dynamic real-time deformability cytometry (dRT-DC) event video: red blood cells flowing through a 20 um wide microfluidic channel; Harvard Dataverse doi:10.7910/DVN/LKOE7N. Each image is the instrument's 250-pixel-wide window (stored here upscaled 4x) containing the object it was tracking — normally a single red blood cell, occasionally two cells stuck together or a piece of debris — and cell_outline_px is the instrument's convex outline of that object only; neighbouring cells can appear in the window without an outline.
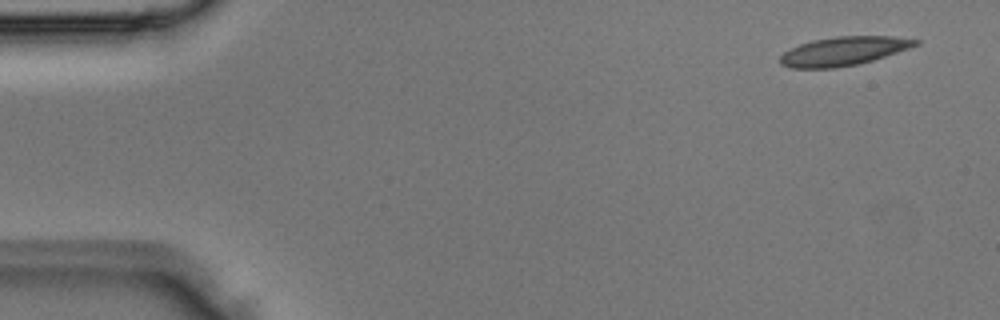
{"species": "Egyptian fruit bat (a non-hibernating species)", "species_latin": "Rousettus aegyptiacus", "temperature_condition": "room temperature", "stored_images_in_passage": 5, "camera_frame_rate_fps": 3000, "um_per_image_px": 0.085, "animal": {"sex": "male"}, "frame": {"image": 1, "passage_image": 1, "time_ms": 0.0, "image_size_px": [1000, 320], "cell_outline_px": [[920, 44], [872, 60], [856, 64], [836, 68], [792, 68], [780, 64], [780, 56], [784, 52], [800, 44], [812, 40], [836, 36], [888, 36], [920, 40]], "centroid_in_image_um": [71.67, 4.34], "position_along_channel_um": 13.3, "area_um2": 22.43}}
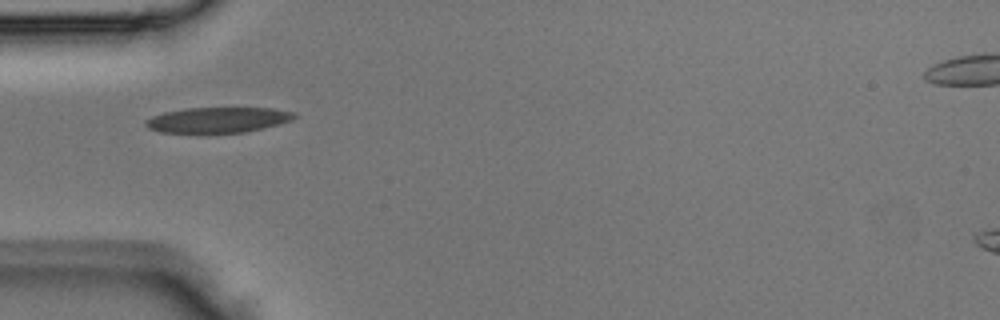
{"frame": {"image": 2, "passage_image": 4, "time_ms": 1.0, "image_size_px": [1000, 320], "cell_outline_px": [[296, 116], [292, 120], [244, 132], [200, 136], [160, 132], [148, 128], [144, 124], [144, 120], [152, 116], [164, 112], [184, 108], [272, 108], [292, 112]], "centroid_in_image_um": [18.37, 10.24], "position_along_channel_um": 66.6, "area_um2": 22.89}}
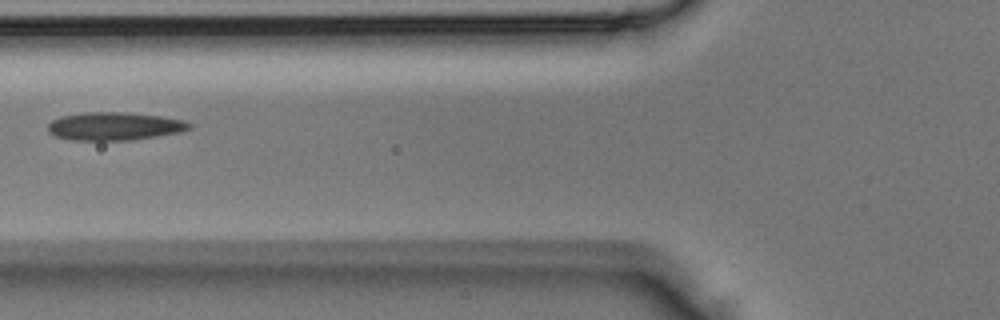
{"frame": {"image": 3, "passage_image": 5, "time_ms": 1.333, "image_size_px": [1000, 320], "cell_outline_px": [[192, 128], [180, 132], [132, 140], [72, 140], [56, 136], [48, 132], [48, 124], [52, 120], [60, 116], [80, 112], [128, 112], [160, 116], [184, 120], [192, 124]], "centroid_in_image_um": [9.72, 10.72], "position_along_channel_um": 116.1, "area_um2": 23.29}}